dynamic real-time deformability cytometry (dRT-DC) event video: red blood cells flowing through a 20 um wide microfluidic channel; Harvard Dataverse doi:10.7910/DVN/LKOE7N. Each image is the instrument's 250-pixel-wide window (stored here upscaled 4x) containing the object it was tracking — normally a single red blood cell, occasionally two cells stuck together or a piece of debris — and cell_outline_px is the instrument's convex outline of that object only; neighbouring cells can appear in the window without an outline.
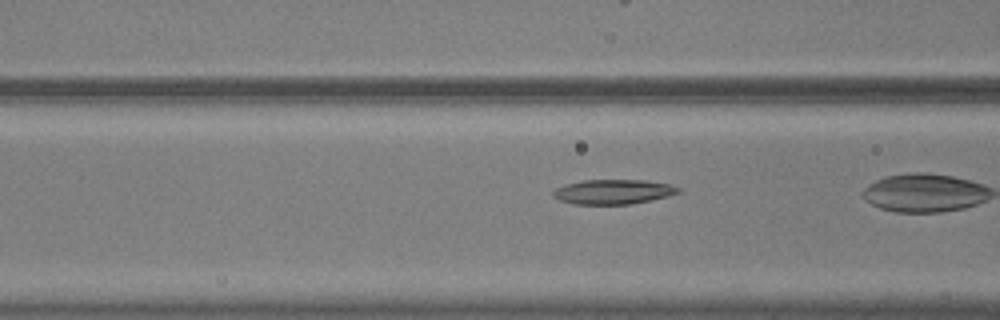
{"species": "common noctule bat (a hibernating species)", "species_latin": "Nyctalus noctula", "temperature_condition": "warm", "stored_images_in_passage": 18, "camera_frame_rate_fps": 3000, "um_per_image_px": 0.085, "animal": {"sex": "male", "body_mass_g": 20.5, "forearm_length_mm": 52.5}, "frame": {"image": 1, "passage_image": 16, "time_ms": 5.0, "image_size_px": [1000, 320], "cell_outline_px": [[680, 192], [668, 196], [652, 200], [628, 204], [572, 204], [560, 200], [552, 196], [552, 192], [556, 188], [564, 184], [584, 180], [644, 180], [672, 184], [680, 188]], "centroid_in_image_um": [52.12, 16.3], "position_along_channel_um": 114.5, "area_um2": 18.09}}